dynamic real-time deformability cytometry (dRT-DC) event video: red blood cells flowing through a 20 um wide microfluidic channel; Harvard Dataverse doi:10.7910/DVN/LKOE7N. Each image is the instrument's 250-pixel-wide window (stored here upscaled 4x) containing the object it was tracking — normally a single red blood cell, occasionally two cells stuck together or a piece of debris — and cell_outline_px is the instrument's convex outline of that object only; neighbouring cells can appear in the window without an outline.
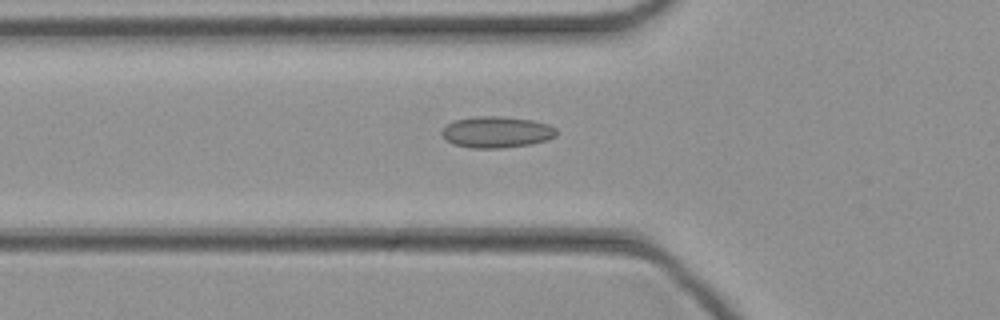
{"species": "common noctule bat (a hibernating species)", "species_latin": "Nyctalus noctula", "temperature_condition": "cold", "stored_images_in_passage": 42, "camera_frame_rate_fps": 3000, "um_per_image_px": 0.085, "animal": {"sex": "female", "body_mass_g": 21.9}, "frame": {"image": 1, "passage_image": 16, "time_ms": 5.0, "image_size_px": [1000, 320], "cell_outline_px": [[556, 136], [548, 140], [532, 144], [500, 148], [472, 148], [452, 144], [444, 140], [440, 132], [448, 124], [456, 120], [476, 116], [500, 116], [532, 120], [548, 124], [556, 128]], "centroid_in_image_um": [42.2, 11.23], "position_along_channel_um": 83.6, "area_um2": 21.04}}
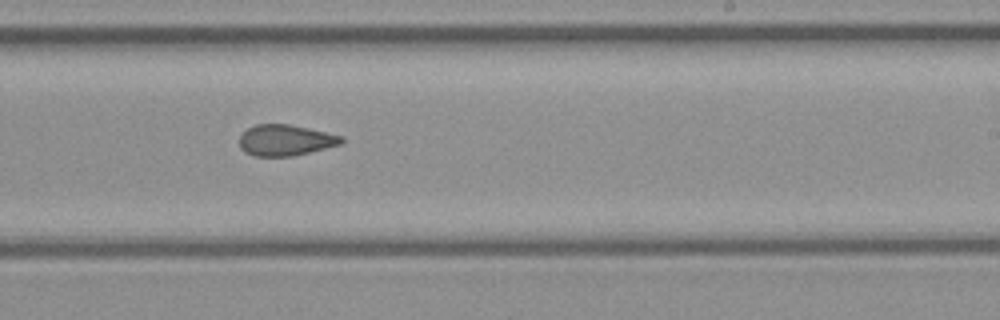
{"frame": {"image": 2, "passage_image": 28, "time_ms": 9.0, "image_size_px": [1000, 320], "cell_outline_px": [[344, 140], [340, 144], [292, 156], [252, 156], [244, 152], [240, 148], [240, 136], [248, 128], [256, 124], [288, 124], [308, 128], [344, 136]], "centroid_in_image_um": [24.24, 11.91], "position_along_channel_um": 264.8, "area_um2": 18.32}}
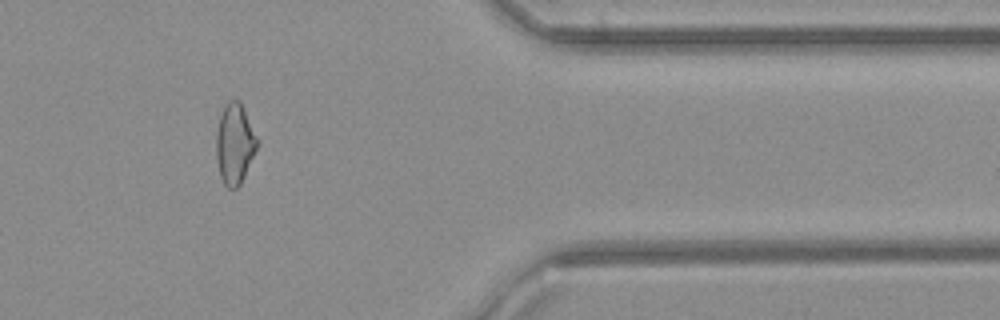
{"frame": {"image": 3, "passage_image": 38, "time_ms": 12.333, "image_size_px": [1000, 320], "cell_outline_px": [[260, 144], [240, 184], [236, 188], [228, 188], [224, 184], [220, 176], [216, 156], [216, 132], [220, 116], [228, 100], [240, 100]], "centroid_in_image_um": [19.96, 12.23], "position_along_channel_um": 391.4, "area_um2": 19.19}}